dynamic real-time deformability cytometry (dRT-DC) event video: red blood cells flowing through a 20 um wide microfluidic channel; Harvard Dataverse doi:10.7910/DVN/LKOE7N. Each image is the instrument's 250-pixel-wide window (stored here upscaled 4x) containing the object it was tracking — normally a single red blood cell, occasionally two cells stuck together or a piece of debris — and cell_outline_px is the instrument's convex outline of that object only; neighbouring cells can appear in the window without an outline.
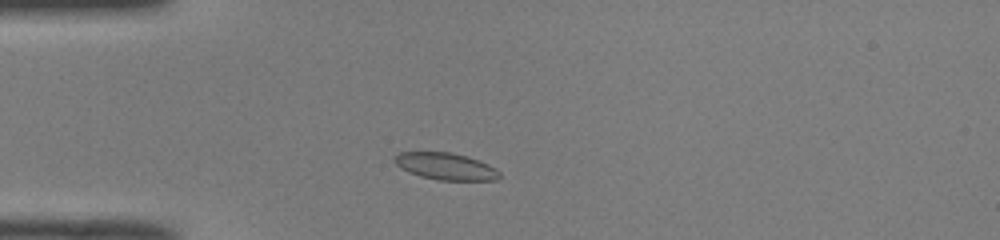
{"species": "common noctule bat (a hibernating species)", "species_latin": "Nyctalus noctula", "temperature_condition": "room temperature", "stored_images_in_passage": 38, "camera_frame_rate_fps": 3000, "um_per_image_px": 0.085, "animal": {"sex": "male", "body_mass_g": 19.0, "forearm_length_mm": 50.8}, "frame": {"image": 1, "passage_image": 1, "time_ms": 0.0, "image_size_px": [1000, 240], "cell_outline_px": [[500, 176], [496, 180], [440, 180], [420, 176], [408, 172], [400, 168], [392, 160], [392, 156], [400, 152], [452, 152], [468, 156], [480, 160], [496, 168], [500, 172]], "centroid_in_image_um": [37.86, 14.12], "position_along_channel_um": 47.1, "area_um2": 16.7}}
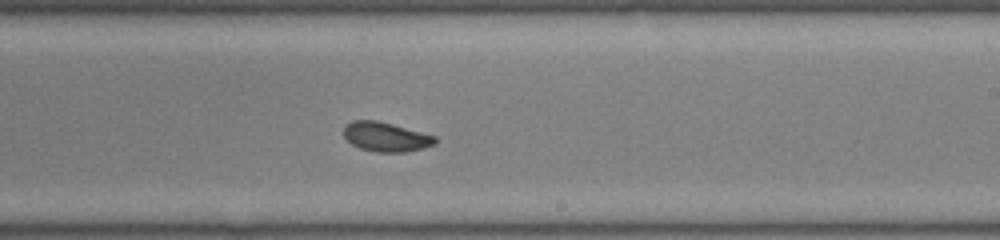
{"frame": {"image": 2, "passage_image": 18, "time_ms": 5.667, "image_size_px": [1000, 240], "cell_outline_px": [[436, 144], [424, 148], [408, 152], [376, 152], [360, 148], [352, 144], [344, 136], [344, 128], [352, 120], [376, 120], [392, 124], [436, 136]], "centroid_in_image_um": [32.82, 11.64], "position_along_channel_um": 256.2, "area_um2": 15.61}}
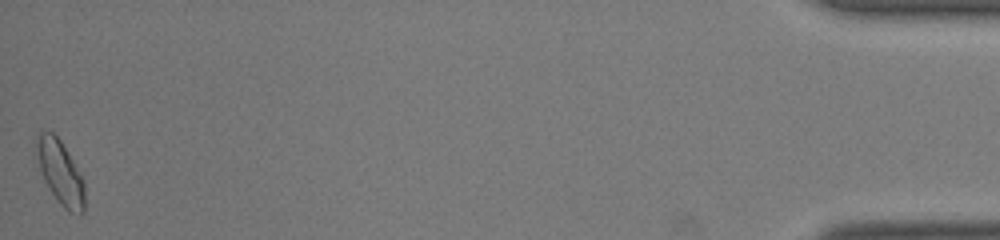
{"frame": {"image": 3, "passage_image": 38, "time_ms": 12.333, "image_size_px": [1000, 240], "cell_outline_px": [[84, 212], [80, 216], [68, 212], [56, 200], [48, 188], [44, 180], [40, 168], [36, 144], [36, 136], [40, 132], [52, 132], [60, 140], [84, 180]], "centroid_in_image_um": [5.15, 14.72], "position_along_channel_um": 430.1, "area_um2": 17.74}, "authors_computed_cell_mechanics": {"area_um2": 16.184, "velocity_mm_per_s": 3.997, "shape_relaxation_time_tau1_ms": 3.6085, "shape_relaxation_time_tau2_ms": 1.4144, "deformation_change_tau1": 0.1143, "deformation_change_tau2": 0.055}}